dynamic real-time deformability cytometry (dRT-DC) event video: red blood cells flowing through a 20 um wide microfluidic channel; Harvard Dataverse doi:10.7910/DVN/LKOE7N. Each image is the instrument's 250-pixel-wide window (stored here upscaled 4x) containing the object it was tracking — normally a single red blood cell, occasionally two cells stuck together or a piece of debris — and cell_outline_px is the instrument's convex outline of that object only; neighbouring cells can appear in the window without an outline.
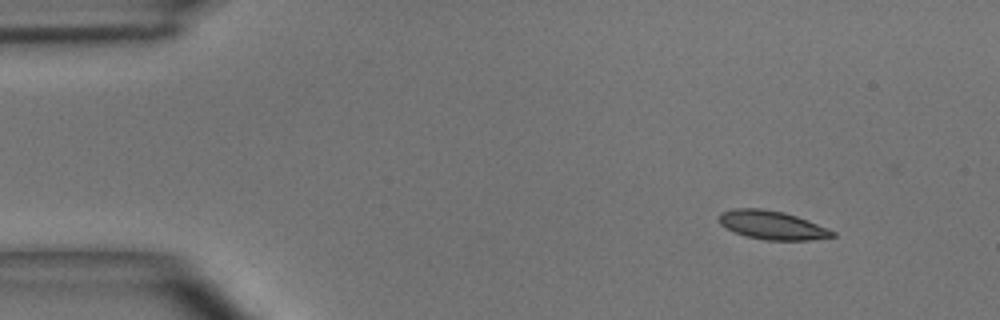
{"species": "common noctule bat (a hibernating species)", "species_latin": "Nyctalus noctula", "temperature_condition": "room temperature", "stored_images_in_passage": 45, "camera_frame_rate_fps": 3000, "um_per_image_px": 0.085, "animal": {"sex": "male", "body_mass_g": 15.6}, "frame": {"image": 1, "passage_image": 1, "time_ms": 0.0, "image_size_px": [1000, 320], "cell_outline_px": [[836, 236], [808, 240], [764, 240], [748, 236], [724, 228], [720, 224], [720, 212], [736, 208], [760, 208], [784, 212], [808, 220], [836, 232]], "centroid_in_image_um": [65.63, 19.13], "position_along_channel_um": 19.4, "area_um2": 18.79}}
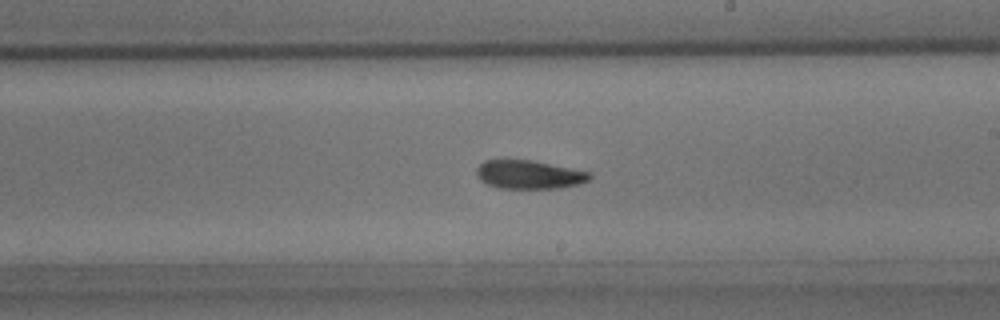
{"frame": {"image": 2, "passage_image": 24, "time_ms": 7.667, "image_size_px": [1000, 320], "cell_outline_px": [[592, 176], [588, 180], [580, 184], [560, 188], [496, 188], [480, 180], [476, 172], [476, 168], [484, 160], [528, 160], [588, 172]], "centroid_in_image_um": [44.92, 14.85], "position_along_channel_um": 244.1, "area_um2": 18.5}}
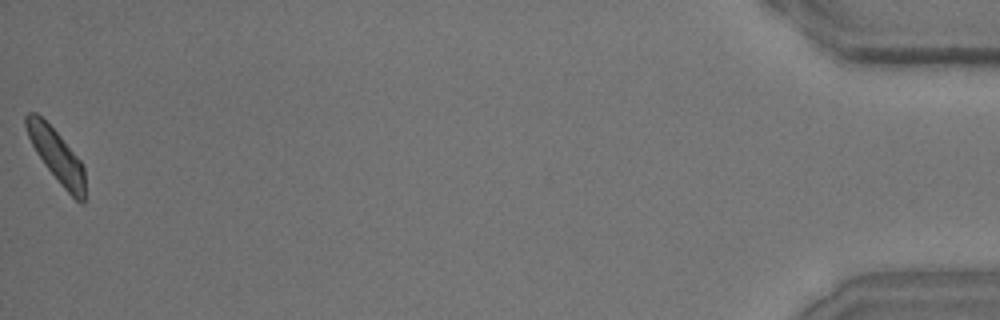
{"frame": {"image": 3, "passage_image": 45, "time_ms": 14.667, "image_size_px": [1000, 320], "cell_outline_px": [[84, 204], [80, 204], [60, 184], [44, 164], [36, 152], [28, 136], [24, 124], [24, 116], [28, 112], [36, 112], [60, 136], [80, 160], [84, 168]], "centroid_in_image_um": [4.78, 13.22], "position_along_channel_um": 430.4, "area_um2": 17.86}, "authors_computed_cell_mechanics": {"area_um2": 19.2474, "velocity_mm_per_s": 4.0303, "shape_relaxation_time_tau1_ms": 3.9236, "shape_relaxation_time_tau2_ms": 2.6626, "deformation_change_tau1": 0.1198, "deformation_change_tau2": 0.085}}